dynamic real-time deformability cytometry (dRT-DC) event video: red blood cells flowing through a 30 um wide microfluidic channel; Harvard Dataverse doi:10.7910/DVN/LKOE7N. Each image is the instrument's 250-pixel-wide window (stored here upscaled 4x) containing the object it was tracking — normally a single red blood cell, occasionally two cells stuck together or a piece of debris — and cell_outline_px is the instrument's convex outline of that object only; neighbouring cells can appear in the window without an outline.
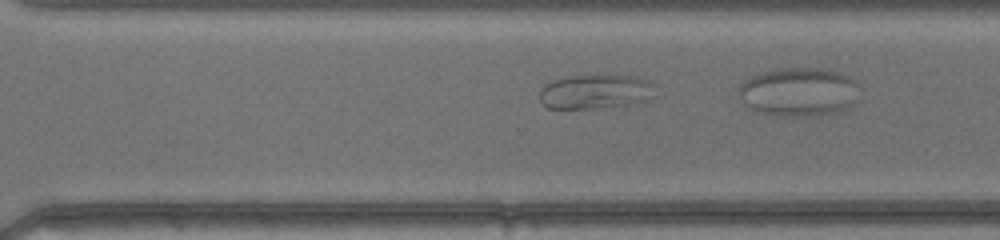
{"species": "common noctule bat (a hibernating species)", "species_latin": "Nyctalus noctula", "temperature_condition": "warm", "stored_images_in_passage": 26, "camera_frame_rate_fps": 3000, "um_per_image_px": 0.085, "animal": {"sex": "female", "body_mass_g": 17.0, "forearm_length_mm": 48.0}, "frame": {"image": 1, "passage_image": 22, "time_ms": 7.0, "image_size_px": [1000, 240], "cell_outline_px": [[656, 84], [648, 96], [628, 104], [592, 108], [548, 108], [540, 100], [540, 88], [556, 80], [572, 76], [632, 76], [648, 80]], "centroid_in_image_um": [50.54, 7.79], "position_along_channel_um": 320.1, "area_um2": 22.14}}